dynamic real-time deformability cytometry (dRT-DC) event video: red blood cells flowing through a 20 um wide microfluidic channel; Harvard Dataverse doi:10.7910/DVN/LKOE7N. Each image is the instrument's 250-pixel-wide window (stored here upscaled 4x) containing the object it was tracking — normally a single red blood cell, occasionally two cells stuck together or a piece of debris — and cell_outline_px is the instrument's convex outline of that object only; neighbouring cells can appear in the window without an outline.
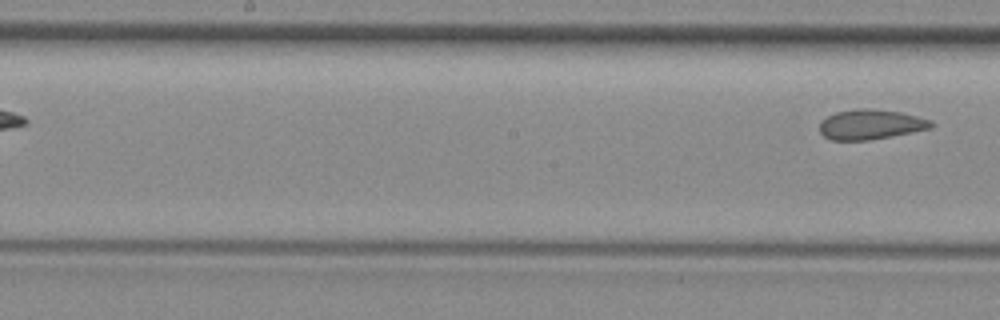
{"species": "common noctule bat (a hibernating species)", "species_latin": "Nyctalus noctula", "temperature_condition": "room temperature", "stored_images_in_passage": 7, "segment_of_instrument_passage": [2, 2], "camera_frame_rate_fps": 3000, "um_per_image_px": 0.085, "animal": {"sex": "female", "body_mass_g": 29.2, "forearm_length_mm": 56.3}, "frame": {"image": 1, "passage_image": 7, "time_ms": 7.333, "image_size_px": [1000, 320], "cell_outline_px": [[936, 124], [932, 128], [912, 132], [868, 140], [832, 140], [824, 136], [820, 132], [820, 124], [828, 116], [836, 112], [856, 108], [868, 108], [900, 112], [932, 120]], "centroid_in_image_um": [74.04, 10.57], "position_along_channel_um": 174.2, "area_um2": 19.36}}